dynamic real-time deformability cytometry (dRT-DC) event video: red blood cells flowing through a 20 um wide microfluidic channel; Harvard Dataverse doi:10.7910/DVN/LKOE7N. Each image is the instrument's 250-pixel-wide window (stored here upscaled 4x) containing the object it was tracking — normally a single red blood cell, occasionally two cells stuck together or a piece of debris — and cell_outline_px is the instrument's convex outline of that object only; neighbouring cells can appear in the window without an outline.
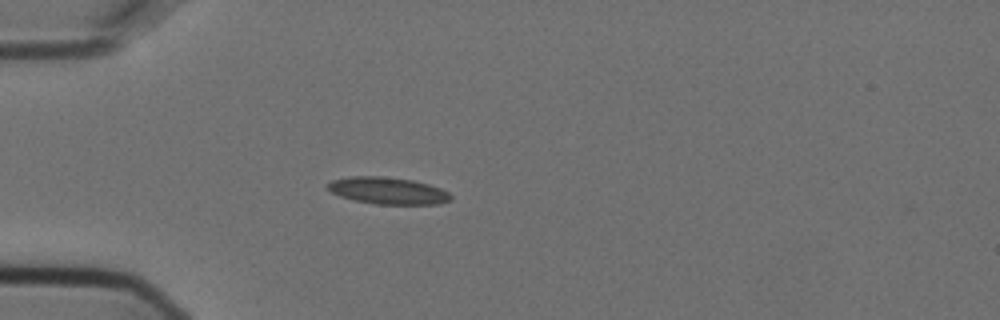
{"species": "Egyptian fruit bat (a non-hibernating species)", "species_latin": "Rousettus aegyptiacus", "temperature_condition": "cold", "stored_images_in_passage": 1, "camera_frame_rate_fps": 3000, "um_per_image_px": 0.085, "animal": {"sex": "female"}, "frame": {"image": 1, "passage_image": 1, "time_ms": 0.0, "image_size_px": [1000, 320], "cell_outline_px": [[452, 200], [440, 204], [376, 204], [352, 200], [340, 196], [324, 188], [332, 180], [352, 176], [380, 176], [412, 180], [428, 184], [440, 188], [448, 192], [452, 196]], "centroid_in_image_um": [32.96, 16.21], "position_along_channel_um": 52.0, "area_um2": 19.36}}